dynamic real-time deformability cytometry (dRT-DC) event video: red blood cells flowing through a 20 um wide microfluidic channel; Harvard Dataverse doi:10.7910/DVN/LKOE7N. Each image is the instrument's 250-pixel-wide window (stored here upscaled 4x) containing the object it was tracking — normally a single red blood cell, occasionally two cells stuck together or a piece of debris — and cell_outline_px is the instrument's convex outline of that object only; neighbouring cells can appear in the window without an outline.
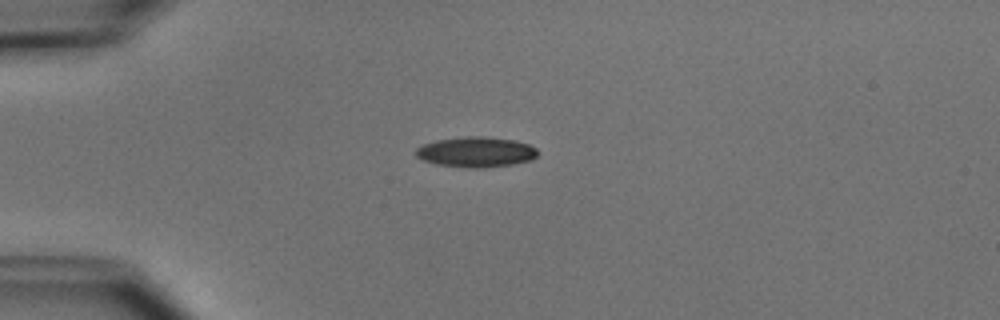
{"species": "common noctule bat (a hibernating species)", "species_latin": "Nyctalus noctula", "temperature_condition": "cold", "stored_images_in_passage": 4, "camera_frame_rate_fps": 3000, "um_per_image_px": 0.085, "animal": {"sex": "male", "body_mass_g": 15.6}, "frame": {"image": 1, "passage_image": 1, "time_ms": 0.0, "image_size_px": [1000, 320], "cell_outline_px": [[540, 152], [532, 160], [512, 164], [484, 168], [468, 168], [436, 164], [424, 160], [416, 156], [416, 148], [420, 144], [436, 140], [468, 136], [484, 136], [512, 140], [528, 144], [536, 148]], "centroid_in_image_um": [40.46, 12.92], "position_along_channel_um": 44.5, "area_um2": 21.62}}
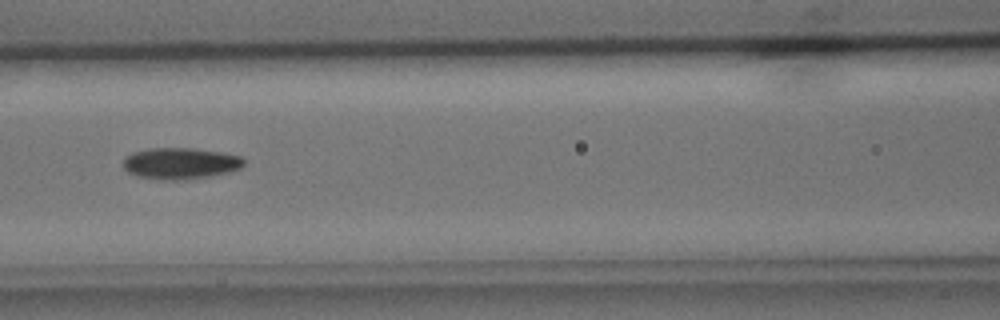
{"frame": {"image": 2, "passage_image": 4, "time_ms": 3.333, "image_size_px": [1000, 320], "cell_outline_px": [[244, 164], [240, 168], [228, 172], [188, 180], [160, 180], [136, 176], [128, 172], [124, 168], [124, 156], [132, 152], [148, 148], [192, 148], [220, 152], [240, 156], [244, 160]], "centroid_in_image_um": [15.29, 13.89], "position_along_channel_um": 151.3, "area_um2": 22.2}}